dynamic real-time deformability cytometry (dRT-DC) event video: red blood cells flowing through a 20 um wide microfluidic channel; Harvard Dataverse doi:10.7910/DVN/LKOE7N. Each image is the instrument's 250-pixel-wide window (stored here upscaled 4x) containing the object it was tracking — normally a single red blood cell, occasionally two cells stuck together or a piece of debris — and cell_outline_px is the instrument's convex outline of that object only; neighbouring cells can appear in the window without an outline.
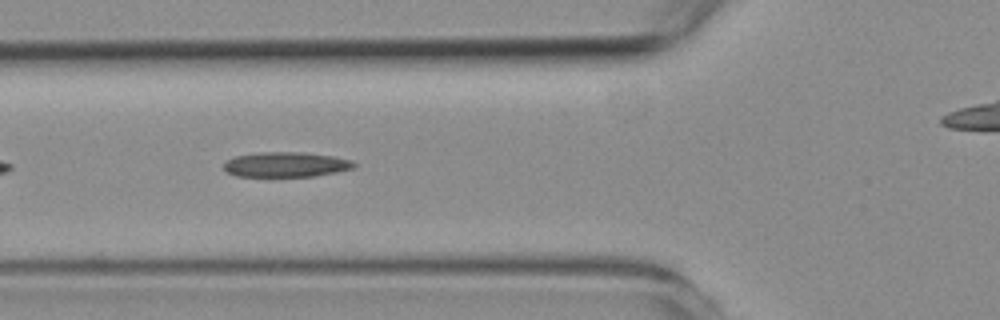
{"species": "common noctule bat (a hibernating species)", "species_latin": "Nyctalus noctula", "temperature_condition": "room temperature", "stored_images_in_passage": 41, "camera_frame_rate_fps": 3000, "um_per_image_px": 0.085, "animal": {"sex": "female", "body_mass_g": 19.3, "forearm_length_mm": 54.1}, "frame": {"image": 1, "passage_image": 6, "time_ms": 1.667, "image_size_px": [1000, 320], "cell_outline_px": [[356, 168], [316, 176], [268, 180], [236, 176], [224, 172], [224, 164], [228, 160], [236, 156], [260, 152], [300, 152], [332, 156], [352, 160], [356, 164]], "centroid_in_image_um": [24.25, 14.05], "position_along_channel_um": 101.5, "area_um2": 20.11}}
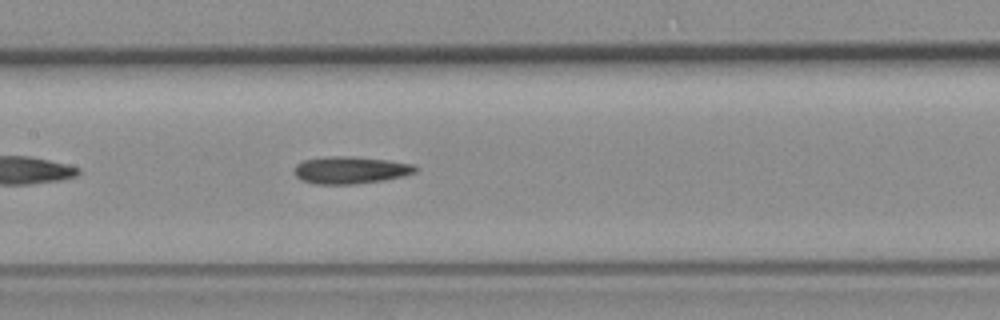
{"frame": {"image": 2, "passage_image": 12, "time_ms": 3.667, "image_size_px": [1000, 320], "cell_outline_px": [[420, 168], [416, 172], [404, 176], [384, 180], [356, 184], [316, 184], [300, 180], [292, 172], [296, 164], [304, 160], [332, 156], [352, 156], [388, 160], [412, 164]], "centroid_in_image_um": [29.79, 14.46], "position_along_channel_um": 177.6, "area_um2": 19.42}}
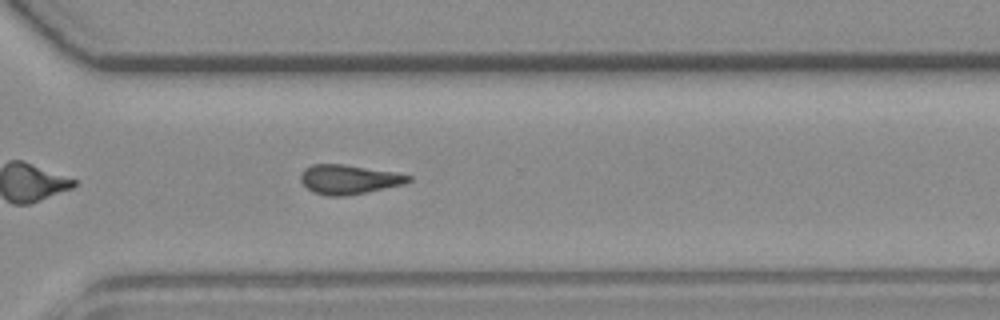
{"frame": {"image": 3, "passage_image": 25, "time_ms": 8.0, "image_size_px": [1000, 320], "cell_outline_px": [[412, 180], [404, 184], [368, 192], [344, 196], [328, 196], [312, 192], [300, 180], [300, 176], [304, 168], [312, 164], [344, 164], [396, 172], [412, 176]], "centroid_in_image_um": [29.66, 15.25], "position_along_channel_um": 340.9, "area_um2": 18.55}, "authors_computed_cell_mechanics": {"area_um2": 18.3804, "velocity_mm_per_s": 3.7769, "shape_relaxation_time_tau1_ms": null, "shape_relaxation_time_tau2_ms": 11.114, "deformation_change_tau1": null, "deformation_change_tau2": 0.2586}}